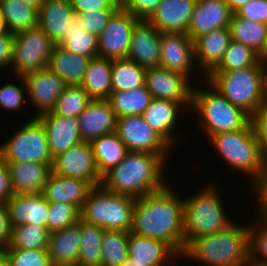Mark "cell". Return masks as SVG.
I'll use <instances>...</instances> for the list:
<instances>
[{
  "instance_id": "cell-58",
  "label": "cell",
  "mask_w": 267,
  "mask_h": 266,
  "mask_svg": "<svg viewBox=\"0 0 267 266\" xmlns=\"http://www.w3.org/2000/svg\"><path fill=\"white\" fill-rule=\"evenodd\" d=\"M118 9H124L128 0H109Z\"/></svg>"
},
{
  "instance_id": "cell-46",
  "label": "cell",
  "mask_w": 267,
  "mask_h": 266,
  "mask_svg": "<svg viewBox=\"0 0 267 266\" xmlns=\"http://www.w3.org/2000/svg\"><path fill=\"white\" fill-rule=\"evenodd\" d=\"M20 79L21 85H16L11 83L4 84L0 87V107H3L5 110L9 111H18L23 110L25 101L26 85L23 77H17L16 80ZM20 86V87H19ZM23 88V89H22Z\"/></svg>"
},
{
  "instance_id": "cell-16",
  "label": "cell",
  "mask_w": 267,
  "mask_h": 266,
  "mask_svg": "<svg viewBox=\"0 0 267 266\" xmlns=\"http://www.w3.org/2000/svg\"><path fill=\"white\" fill-rule=\"evenodd\" d=\"M29 104L36 107L34 117L51 111L64 91L66 82L48 67L23 76Z\"/></svg>"
},
{
  "instance_id": "cell-5",
  "label": "cell",
  "mask_w": 267,
  "mask_h": 266,
  "mask_svg": "<svg viewBox=\"0 0 267 266\" xmlns=\"http://www.w3.org/2000/svg\"><path fill=\"white\" fill-rule=\"evenodd\" d=\"M216 183L184 197V250L195 239L224 231L234 224L226 215Z\"/></svg>"
},
{
  "instance_id": "cell-63",
  "label": "cell",
  "mask_w": 267,
  "mask_h": 266,
  "mask_svg": "<svg viewBox=\"0 0 267 266\" xmlns=\"http://www.w3.org/2000/svg\"><path fill=\"white\" fill-rule=\"evenodd\" d=\"M3 163V158H2V153H1V150H0V165Z\"/></svg>"
},
{
  "instance_id": "cell-8",
  "label": "cell",
  "mask_w": 267,
  "mask_h": 266,
  "mask_svg": "<svg viewBox=\"0 0 267 266\" xmlns=\"http://www.w3.org/2000/svg\"><path fill=\"white\" fill-rule=\"evenodd\" d=\"M136 198L93 187L80 211V219L105 230L130 232Z\"/></svg>"
},
{
  "instance_id": "cell-1",
  "label": "cell",
  "mask_w": 267,
  "mask_h": 266,
  "mask_svg": "<svg viewBox=\"0 0 267 266\" xmlns=\"http://www.w3.org/2000/svg\"><path fill=\"white\" fill-rule=\"evenodd\" d=\"M168 184L136 198L131 233L167 243L180 257L184 252V201Z\"/></svg>"
},
{
  "instance_id": "cell-19",
  "label": "cell",
  "mask_w": 267,
  "mask_h": 266,
  "mask_svg": "<svg viewBox=\"0 0 267 266\" xmlns=\"http://www.w3.org/2000/svg\"><path fill=\"white\" fill-rule=\"evenodd\" d=\"M36 117L45 127L52 158L83 142L76 117H62L51 111Z\"/></svg>"
},
{
  "instance_id": "cell-34",
  "label": "cell",
  "mask_w": 267,
  "mask_h": 266,
  "mask_svg": "<svg viewBox=\"0 0 267 266\" xmlns=\"http://www.w3.org/2000/svg\"><path fill=\"white\" fill-rule=\"evenodd\" d=\"M117 118L142 115L153 97L145 85L130 91H112L107 98Z\"/></svg>"
},
{
  "instance_id": "cell-28",
  "label": "cell",
  "mask_w": 267,
  "mask_h": 266,
  "mask_svg": "<svg viewBox=\"0 0 267 266\" xmlns=\"http://www.w3.org/2000/svg\"><path fill=\"white\" fill-rule=\"evenodd\" d=\"M81 219L73 225L51 232L47 251L54 266H76L80 251Z\"/></svg>"
},
{
  "instance_id": "cell-30",
  "label": "cell",
  "mask_w": 267,
  "mask_h": 266,
  "mask_svg": "<svg viewBox=\"0 0 267 266\" xmlns=\"http://www.w3.org/2000/svg\"><path fill=\"white\" fill-rule=\"evenodd\" d=\"M91 58L66 51L55 45L48 68L61 77L67 85H80L84 79Z\"/></svg>"
},
{
  "instance_id": "cell-45",
  "label": "cell",
  "mask_w": 267,
  "mask_h": 266,
  "mask_svg": "<svg viewBox=\"0 0 267 266\" xmlns=\"http://www.w3.org/2000/svg\"><path fill=\"white\" fill-rule=\"evenodd\" d=\"M11 266H54L47 249L7 248Z\"/></svg>"
},
{
  "instance_id": "cell-31",
  "label": "cell",
  "mask_w": 267,
  "mask_h": 266,
  "mask_svg": "<svg viewBox=\"0 0 267 266\" xmlns=\"http://www.w3.org/2000/svg\"><path fill=\"white\" fill-rule=\"evenodd\" d=\"M112 60L95 57L89 61L80 84L92 99H107L112 92Z\"/></svg>"
},
{
  "instance_id": "cell-51",
  "label": "cell",
  "mask_w": 267,
  "mask_h": 266,
  "mask_svg": "<svg viewBox=\"0 0 267 266\" xmlns=\"http://www.w3.org/2000/svg\"><path fill=\"white\" fill-rule=\"evenodd\" d=\"M163 0H128L125 10L139 20H148Z\"/></svg>"
},
{
  "instance_id": "cell-13",
  "label": "cell",
  "mask_w": 267,
  "mask_h": 266,
  "mask_svg": "<svg viewBox=\"0 0 267 266\" xmlns=\"http://www.w3.org/2000/svg\"><path fill=\"white\" fill-rule=\"evenodd\" d=\"M138 21L125 9H118L98 36V57L110 60L127 58L133 28Z\"/></svg>"
},
{
  "instance_id": "cell-21",
  "label": "cell",
  "mask_w": 267,
  "mask_h": 266,
  "mask_svg": "<svg viewBox=\"0 0 267 266\" xmlns=\"http://www.w3.org/2000/svg\"><path fill=\"white\" fill-rule=\"evenodd\" d=\"M127 58L145 69L159 66L160 32L148 20L135 24Z\"/></svg>"
},
{
  "instance_id": "cell-2",
  "label": "cell",
  "mask_w": 267,
  "mask_h": 266,
  "mask_svg": "<svg viewBox=\"0 0 267 266\" xmlns=\"http://www.w3.org/2000/svg\"><path fill=\"white\" fill-rule=\"evenodd\" d=\"M168 156L128 151L124 159L102 177L101 185L113 193L141 198L165 188Z\"/></svg>"
},
{
  "instance_id": "cell-43",
  "label": "cell",
  "mask_w": 267,
  "mask_h": 266,
  "mask_svg": "<svg viewBox=\"0 0 267 266\" xmlns=\"http://www.w3.org/2000/svg\"><path fill=\"white\" fill-rule=\"evenodd\" d=\"M257 219L249 224L250 266H267V219Z\"/></svg>"
},
{
  "instance_id": "cell-42",
  "label": "cell",
  "mask_w": 267,
  "mask_h": 266,
  "mask_svg": "<svg viewBox=\"0 0 267 266\" xmlns=\"http://www.w3.org/2000/svg\"><path fill=\"white\" fill-rule=\"evenodd\" d=\"M50 232L47 227L23 224L12 227L8 248L47 249Z\"/></svg>"
},
{
  "instance_id": "cell-59",
  "label": "cell",
  "mask_w": 267,
  "mask_h": 266,
  "mask_svg": "<svg viewBox=\"0 0 267 266\" xmlns=\"http://www.w3.org/2000/svg\"><path fill=\"white\" fill-rule=\"evenodd\" d=\"M8 30L6 28L3 16H2V9H1V4H0V35L7 33Z\"/></svg>"
},
{
  "instance_id": "cell-57",
  "label": "cell",
  "mask_w": 267,
  "mask_h": 266,
  "mask_svg": "<svg viewBox=\"0 0 267 266\" xmlns=\"http://www.w3.org/2000/svg\"><path fill=\"white\" fill-rule=\"evenodd\" d=\"M0 266H11L10 260L5 251H0Z\"/></svg>"
},
{
  "instance_id": "cell-24",
  "label": "cell",
  "mask_w": 267,
  "mask_h": 266,
  "mask_svg": "<svg viewBox=\"0 0 267 266\" xmlns=\"http://www.w3.org/2000/svg\"><path fill=\"white\" fill-rule=\"evenodd\" d=\"M38 12V26L54 43L77 21L71 0H43Z\"/></svg>"
},
{
  "instance_id": "cell-9",
  "label": "cell",
  "mask_w": 267,
  "mask_h": 266,
  "mask_svg": "<svg viewBox=\"0 0 267 266\" xmlns=\"http://www.w3.org/2000/svg\"><path fill=\"white\" fill-rule=\"evenodd\" d=\"M29 117V121H25L6 142L1 143L4 163H53L45 127L37 117Z\"/></svg>"
},
{
  "instance_id": "cell-26",
  "label": "cell",
  "mask_w": 267,
  "mask_h": 266,
  "mask_svg": "<svg viewBox=\"0 0 267 266\" xmlns=\"http://www.w3.org/2000/svg\"><path fill=\"white\" fill-rule=\"evenodd\" d=\"M229 28L213 30L194 40L195 61L206 77L222 61L231 41Z\"/></svg>"
},
{
  "instance_id": "cell-17",
  "label": "cell",
  "mask_w": 267,
  "mask_h": 266,
  "mask_svg": "<svg viewBox=\"0 0 267 266\" xmlns=\"http://www.w3.org/2000/svg\"><path fill=\"white\" fill-rule=\"evenodd\" d=\"M232 14L226 0H196L187 34L194 41L213 30L229 28Z\"/></svg>"
},
{
  "instance_id": "cell-53",
  "label": "cell",
  "mask_w": 267,
  "mask_h": 266,
  "mask_svg": "<svg viewBox=\"0 0 267 266\" xmlns=\"http://www.w3.org/2000/svg\"><path fill=\"white\" fill-rule=\"evenodd\" d=\"M15 35L11 32L0 35V69L11 68Z\"/></svg>"
},
{
  "instance_id": "cell-52",
  "label": "cell",
  "mask_w": 267,
  "mask_h": 266,
  "mask_svg": "<svg viewBox=\"0 0 267 266\" xmlns=\"http://www.w3.org/2000/svg\"><path fill=\"white\" fill-rule=\"evenodd\" d=\"M71 4L75 14L102 9H118L109 0H71Z\"/></svg>"
},
{
  "instance_id": "cell-23",
  "label": "cell",
  "mask_w": 267,
  "mask_h": 266,
  "mask_svg": "<svg viewBox=\"0 0 267 266\" xmlns=\"http://www.w3.org/2000/svg\"><path fill=\"white\" fill-rule=\"evenodd\" d=\"M185 110L180 103L153 98L142 117L171 147H175L174 144L178 142L175 137V132L177 133L175 127H178V123L181 124L178 116L187 112Z\"/></svg>"
},
{
  "instance_id": "cell-48",
  "label": "cell",
  "mask_w": 267,
  "mask_h": 266,
  "mask_svg": "<svg viewBox=\"0 0 267 266\" xmlns=\"http://www.w3.org/2000/svg\"><path fill=\"white\" fill-rule=\"evenodd\" d=\"M251 125L265 163H267V104L251 116Z\"/></svg>"
},
{
  "instance_id": "cell-60",
  "label": "cell",
  "mask_w": 267,
  "mask_h": 266,
  "mask_svg": "<svg viewBox=\"0 0 267 266\" xmlns=\"http://www.w3.org/2000/svg\"><path fill=\"white\" fill-rule=\"evenodd\" d=\"M21 1L24 3L30 4L34 7H37L39 9L43 0H21Z\"/></svg>"
},
{
  "instance_id": "cell-36",
  "label": "cell",
  "mask_w": 267,
  "mask_h": 266,
  "mask_svg": "<svg viewBox=\"0 0 267 266\" xmlns=\"http://www.w3.org/2000/svg\"><path fill=\"white\" fill-rule=\"evenodd\" d=\"M105 229L81 220L80 251L77 266H101L102 238Z\"/></svg>"
},
{
  "instance_id": "cell-41",
  "label": "cell",
  "mask_w": 267,
  "mask_h": 266,
  "mask_svg": "<svg viewBox=\"0 0 267 266\" xmlns=\"http://www.w3.org/2000/svg\"><path fill=\"white\" fill-rule=\"evenodd\" d=\"M262 61L260 55L241 42L231 40L219 65L211 72H228L254 66Z\"/></svg>"
},
{
  "instance_id": "cell-15",
  "label": "cell",
  "mask_w": 267,
  "mask_h": 266,
  "mask_svg": "<svg viewBox=\"0 0 267 266\" xmlns=\"http://www.w3.org/2000/svg\"><path fill=\"white\" fill-rule=\"evenodd\" d=\"M194 41L182 32H160L159 66L188 76L196 73ZM194 71V72H192Z\"/></svg>"
},
{
  "instance_id": "cell-49",
  "label": "cell",
  "mask_w": 267,
  "mask_h": 266,
  "mask_svg": "<svg viewBox=\"0 0 267 266\" xmlns=\"http://www.w3.org/2000/svg\"><path fill=\"white\" fill-rule=\"evenodd\" d=\"M257 201V216L267 219V163L258 178L251 184Z\"/></svg>"
},
{
  "instance_id": "cell-62",
  "label": "cell",
  "mask_w": 267,
  "mask_h": 266,
  "mask_svg": "<svg viewBox=\"0 0 267 266\" xmlns=\"http://www.w3.org/2000/svg\"><path fill=\"white\" fill-rule=\"evenodd\" d=\"M264 61H267V40H266V47L264 50Z\"/></svg>"
},
{
  "instance_id": "cell-20",
  "label": "cell",
  "mask_w": 267,
  "mask_h": 266,
  "mask_svg": "<svg viewBox=\"0 0 267 266\" xmlns=\"http://www.w3.org/2000/svg\"><path fill=\"white\" fill-rule=\"evenodd\" d=\"M77 119L83 142L116 132L117 116L107 99H92Z\"/></svg>"
},
{
  "instance_id": "cell-12",
  "label": "cell",
  "mask_w": 267,
  "mask_h": 266,
  "mask_svg": "<svg viewBox=\"0 0 267 266\" xmlns=\"http://www.w3.org/2000/svg\"><path fill=\"white\" fill-rule=\"evenodd\" d=\"M194 83L182 73L163 67L146 69L145 86L153 98L180 103L191 111Z\"/></svg>"
},
{
  "instance_id": "cell-33",
  "label": "cell",
  "mask_w": 267,
  "mask_h": 266,
  "mask_svg": "<svg viewBox=\"0 0 267 266\" xmlns=\"http://www.w3.org/2000/svg\"><path fill=\"white\" fill-rule=\"evenodd\" d=\"M231 39L241 42L258 53L264 61V50L267 40V24L250 21L239 17L236 13L231 16L229 24Z\"/></svg>"
},
{
  "instance_id": "cell-61",
  "label": "cell",
  "mask_w": 267,
  "mask_h": 266,
  "mask_svg": "<svg viewBox=\"0 0 267 266\" xmlns=\"http://www.w3.org/2000/svg\"><path fill=\"white\" fill-rule=\"evenodd\" d=\"M121 266H139L134 263L131 259L127 258Z\"/></svg>"
},
{
  "instance_id": "cell-10",
  "label": "cell",
  "mask_w": 267,
  "mask_h": 266,
  "mask_svg": "<svg viewBox=\"0 0 267 266\" xmlns=\"http://www.w3.org/2000/svg\"><path fill=\"white\" fill-rule=\"evenodd\" d=\"M13 60L11 68L16 77L47 68L56 45L37 25L14 34Z\"/></svg>"
},
{
  "instance_id": "cell-3",
  "label": "cell",
  "mask_w": 267,
  "mask_h": 266,
  "mask_svg": "<svg viewBox=\"0 0 267 266\" xmlns=\"http://www.w3.org/2000/svg\"><path fill=\"white\" fill-rule=\"evenodd\" d=\"M181 258L201 266H250L249 226L235 221L224 231L199 237L185 248Z\"/></svg>"
},
{
  "instance_id": "cell-6",
  "label": "cell",
  "mask_w": 267,
  "mask_h": 266,
  "mask_svg": "<svg viewBox=\"0 0 267 266\" xmlns=\"http://www.w3.org/2000/svg\"><path fill=\"white\" fill-rule=\"evenodd\" d=\"M206 87L194 85L190 112L199 116L197 125L208 140L218 133L243 129L251 122L249 114L231 104L208 82Z\"/></svg>"
},
{
  "instance_id": "cell-50",
  "label": "cell",
  "mask_w": 267,
  "mask_h": 266,
  "mask_svg": "<svg viewBox=\"0 0 267 266\" xmlns=\"http://www.w3.org/2000/svg\"><path fill=\"white\" fill-rule=\"evenodd\" d=\"M236 14L244 19L267 24V0H252Z\"/></svg>"
},
{
  "instance_id": "cell-54",
  "label": "cell",
  "mask_w": 267,
  "mask_h": 266,
  "mask_svg": "<svg viewBox=\"0 0 267 266\" xmlns=\"http://www.w3.org/2000/svg\"><path fill=\"white\" fill-rule=\"evenodd\" d=\"M12 227L8 209L5 203L0 202V251H5L11 242Z\"/></svg>"
},
{
  "instance_id": "cell-25",
  "label": "cell",
  "mask_w": 267,
  "mask_h": 266,
  "mask_svg": "<svg viewBox=\"0 0 267 266\" xmlns=\"http://www.w3.org/2000/svg\"><path fill=\"white\" fill-rule=\"evenodd\" d=\"M196 0H163L148 21L159 32L188 33Z\"/></svg>"
},
{
  "instance_id": "cell-44",
  "label": "cell",
  "mask_w": 267,
  "mask_h": 266,
  "mask_svg": "<svg viewBox=\"0 0 267 266\" xmlns=\"http://www.w3.org/2000/svg\"><path fill=\"white\" fill-rule=\"evenodd\" d=\"M80 220V210L66 202L49 203L47 229L49 232L59 231Z\"/></svg>"
},
{
  "instance_id": "cell-35",
  "label": "cell",
  "mask_w": 267,
  "mask_h": 266,
  "mask_svg": "<svg viewBox=\"0 0 267 266\" xmlns=\"http://www.w3.org/2000/svg\"><path fill=\"white\" fill-rule=\"evenodd\" d=\"M8 32L19 33L38 25V8L21 0H0Z\"/></svg>"
},
{
  "instance_id": "cell-55",
  "label": "cell",
  "mask_w": 267,
  "mask_h": 266,
  "mask_svg": "<svg viewBox=\"0 0 267 266\" xmlns=\"http://www.w3.org/2000/svg\"><path fill=\"white\" fill-rule=\"evenodd\" d=\"M10 171L6 163L0 165V202L5 203L12 195Z\"/></svg>"
},
{
  "instance_id": "cell-22",
  "label": "cell",
  "mask_w": 267,
  "mask_h": 266,
  "mask_svg": "<svg viewBox=\"0 0 267 266\" xmlns=\"http://www.w3.org/2000/svg\"><path fill=\"white\" fill-rule=\"evenodd\" d=\"M5 204L11 227L23 224L47 227L49 203L42 192L13 194Z\"/></svg>"
},
{
  "instance_id": "cell-47",
  "label": "cell",
  "mask_w": 267,
  "mask_h": 266,
  "mask_svg": "<svg viewBox=\"0 0 267 266\" xmlns=\"http://www.w3.org/2000/svg\"><path fill=\"white\" fill-rule=\"evenodd\" d=\"M117 10L118 9H102L94 12L78 13V25H81L83 30L99 36Z\"/></svg>"
},
{
  "instance_id": "cell-7",
  "label": "cell",
  "mask_w": 267,
  "mask_h": 266,
  "mask_svg": "<svg viewBox=\"0 0 267 266\" xmlns=\"http://www.w3.org/2000/svg\"><path fill=\"white\" fill-rule=\"evenodd\" d=\"M211 146L224 159V162L234 170L250 176L252 184L264 169L260 146L255 137L251 122L243 129L232 132H222L212 136Z\"/></svg>"
},
{
  "instance_id": "cell-39",
  "label": "cell",
  "mask_w": 267,
  "mask_h": 266,
  "mask_svg": "<svg viewBox=\"0 0 267 266\" xmlns=\"http://www.w3.org/2000/svg\"><path fill=\"white\" fill-rule=\"evenodd\" d=\"M91 100L92 98L81 85H66L51 112L62 117L77 118Z\"/></svg>"
},
{
  "instance_id": "cell-11",
  "label": "cell",
  "mask_w": 267,
  "mask_h": 266,
  "mask_svg": "<svg viewBox=\"0 0 267 266\" xmlns=\"http://www.w3.org/2000/svg\"><path fill=\"white\" fill-rule=\"evenodd\" d=\"M116 133L131 152L168 156V152L174 149L150 127L142 115L117 118Z\"/></svg>"
},
{
  "instance_id": "cell-32",
  "label": "cell",
  "mask_w": 267,
  "mask_h": 266,
  "mask_svg": "<svg viewBox=\"0 0 267 266\" xmlns=\"http://www.w3.org/2000/svg\"><path fill=\"white\" fill-rule=\"evenodd\" d=\"M99 175L103 177L116 167L125 157L128 150L116 132L102 135L91 143Z\"/></svg>"
},
{
  "instance_id": "cell-56",
  "label": "cell",
  "mask_w": 267,
  "mask_h": 266,
  "mask_svg": "<svg viewBox=\"0 0 267 266\" xmlns=\"http://www.w3.org/2000/svg\"><path fill=\"white\" fill-rule=\"evenodd\" d=\"M252 0H226L227 5L232 13L239 11L245 4Z\"/></svg>"
},
{
  "instance_id": "cell-4",
  "label": "cell",
  "mask_w": 267,
  "mask_h": 266,
  "mask_svg": "<svg viewBox=\"0 0 267 266\" xmlns=\"http://www.w3.org/2000/svg\"><path fill=\"white\" fill-rule=\"evenodd\" d=\"M204 79L250 116L267 104V69L263 60L244 69L210 72Z\"/></svg>"
},
{
  "instance_id": "cell-29",
  "label": "cell",
  "mask_w": 267,
  "mask_h": 266,
  "mask_svg": "<svg viewBox=\"0 0 267 266\" xmlns=\"http://www.w3.org/2000/svg\"><path fill=\"white\" fill-rule=\"evenodd\" d=\"M6 164L10 171L14 194L42 192L52 172V163L13 162Z\"/></svg>"
},
{
  "instance_id": "cell-40",
  "label": "cell",
  "mask_w": 267,
  "mask_h": 266,
  "mask_svg": "<svg viewBox=\"0 0 267 266\" xmlns=\"http://www.w3.org/2000/svg\"><path fill=\"white\" fill-rule=\"evenodd\" d=\"M129 232L105 230L102 238L101 266H121L128 258Z\"/></svg>"
},
{
  "instance_id": "cell-37",
  "label": "cell",
  "mask_w": 267,
  "mask_h": 266,
  "mask_svg": "<svg viewBox=\"0 0 267 266\" xmlns=\"http://www.w3.org/2000/svg\"><path fill=\"white\" fill-rule=\"evenodd\" d=\"M55 44L77 55L89 58L98 57V36L83 30L77 21L70 24L68 32L64 33Z\"/></svg>"
},
{
  "instance_id": "cell-18",
  "label": "cell",
  "mask_w": 267,
  "mask_h": 266,
  "mask_svg": "<svg viewBox=\"0 0 267 266\" xmlns=\"http://www.w3.org/2000/svg\"><path fill=\"white\" fill-rule=\"evenodd\" d=\"M128 258L139 266H179L176 260L181 259L167 243L131 232L128 237Z\"/></svg>"
},
{
  "instance_id": "cell-14",
  "label": "cell",
  "mask_w": 267,
  "mask_h": 266,
  "mask_svg": "<svg viewBox=\"0 0 267 266\" xmlns=\"http://www.w3.org/2000/svg\"><path fill=\"white\" fill-rule=\"evenodd\" d=\"M52 173L89 182L93 187L101 185L93 149L90 143L82 142L53 158Z\"/></svg>"
},
{
  "instance_id": "cell-38",
  "label": "cell",
  "mask_w": 267,
  "mask_h": 266,
  "mask_svg": "<svg viewBox=\"0 0 267 266\" xmlns=\"http://www.w3.org/2000/svg\"><path fill=\"white\" fill-rule=\"evenodd\" d=\"M112 91H130L145 85L146 69L128 58L112 60Z\"/></svg>"
},
{
  "instance_id": "cell-27",
  "label": "cell",
  "mask_w": 267,
  "mask_h": 266,
  "mask_svg": "<svg viewBox=\"0 0 267 266\" xmlns=\"http://www.w3.org/2000/svg\"><path fill=\"white\" fill-rule=\"evenodd\" d=\"M93 186L84 180L56 175L51 172L42 194L48 203L66 202L80 211Z\"/></svg>"
}]
</instances>
